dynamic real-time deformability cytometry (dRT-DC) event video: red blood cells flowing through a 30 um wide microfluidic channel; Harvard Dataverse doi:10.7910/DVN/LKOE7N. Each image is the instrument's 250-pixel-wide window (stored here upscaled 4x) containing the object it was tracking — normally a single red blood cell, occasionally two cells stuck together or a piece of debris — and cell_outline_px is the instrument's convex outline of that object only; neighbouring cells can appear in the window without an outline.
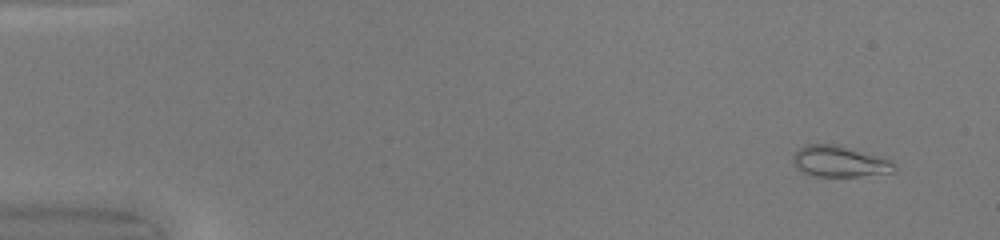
{"species": "common noctule bat (a hibernating species)", "species_latin": "Nyctalus noctula", "temperature_condition": "warm", "stored_images_in_passage": 46, "camera_frame_rate_fps": 3000, "um_per_image_px": 0.085, "animal": {"sex": "female", "body_mass_g": 20.0, "forearm_length_mm": 54.0}, "frame": {"image": 1, "passage_image": 1, "time_ms": 0.0, "image_size_px": [1000, 240], "cell_outline_px": [[896, 172], [860, 176], [816, 176], [800, 172], [792, 164], [792, 152], [804, 144], [836, 144], [884, 156], [892, 160], [896, 164]], "centroid_in_image_um": [71.36, 13.71], "position_along_channel_um": 13.6, "area_um2": 19.07}}
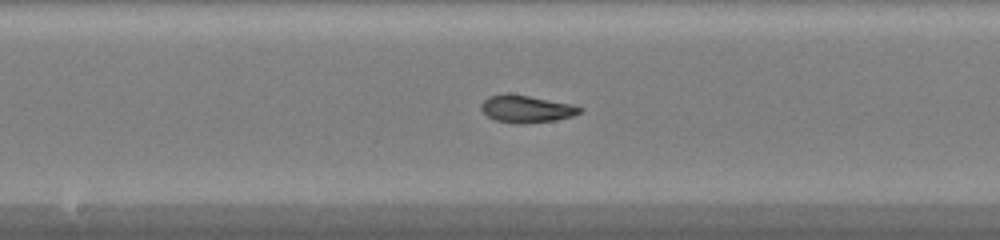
{"frame": {"image": 2, "passage_image": 24, "time_ms": 7.667, "image_size_px": [1000, 240], "cell_outline_px": [[584, 108], [580, 112], [572, 116], [556, 120], [528, 124], [516, 124], [496, 120], [488, 116], [480, 108], [480, 104], [488, 96], [508, 92], [572, 104]], "centroid_in_image_um": [44.72, 9.25], "position_along_channel_um": 203.5, "area_um2": 15.9}}
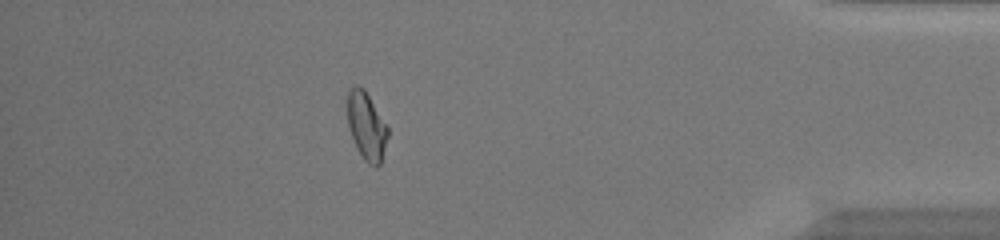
{"frame": {"image": 3, "passage_image": 41, "time_ms": 13.333, "image_size_px": [1000, 240], "cell_outline_px": [[388, 136], [380, 164], [376, 168], [368, 164], [364, 160], [356, 148], [348, 128], [348, 92], [356, 84], [364, 88], [388, 128]], "centroid_in_image_um": [31.14, 10.75], "position_along_channel_um": 404.1, "area_um2": 15.84}, "authors_computed_cell_mechanics": {"area_um2": 16.0395, "velocity_mm_per_s": 4.2618, "shape_relaxation_time_tau1_ms": 8.4664, "shape_relaxation_time_tau2_ms": 1.7139, "deformation_change_tau1": 0.2606, "deformation_change_tau2": 0.0406}}